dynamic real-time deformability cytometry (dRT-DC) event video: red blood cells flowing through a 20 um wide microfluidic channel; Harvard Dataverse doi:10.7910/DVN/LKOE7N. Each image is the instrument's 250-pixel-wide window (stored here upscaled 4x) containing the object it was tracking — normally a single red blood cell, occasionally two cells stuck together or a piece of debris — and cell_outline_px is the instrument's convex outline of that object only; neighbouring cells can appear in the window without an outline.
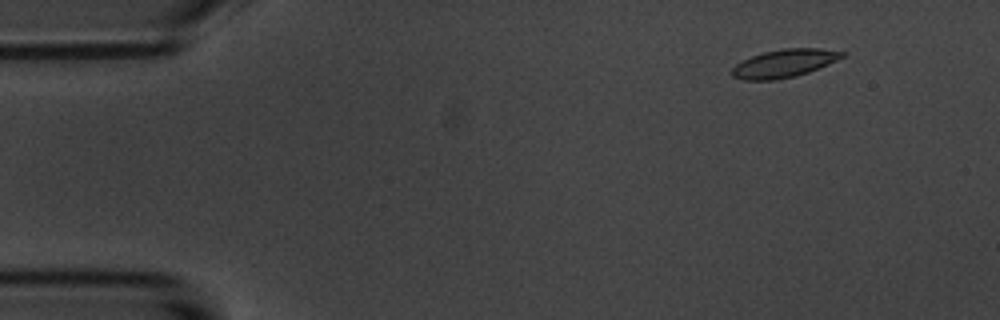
{"species": "common noctule bat (a hibernating species)", "species_latin": "Nyctalus noctula", "temperature_condition": "room temperature", "stored_images_in_passage": 53, "camera_frame_rate_fps": 3000, "um_per_image_px": 0.085, "animal": {"sex": "male", "body_mass_g": 20.1, "forearm_length_mm": 53.5}, "frame": {"image": 1, "passage_image": 3, "time_ms": 0.667, "image_size_px": [1000, 320], "cell_outline_px": [[848, 52], [844, 56], [828, 64], [808, 72], [796, 76], [776, 80], [744, 80], [732, 76], [732, 68], [736, 64], [752, 56], [764, 52], [784, 48], [820, 48]], "centroid_in_image_um": [66.68, 5.38], "position_along_channel_um": 18.3, "area_um2": 17.92}}
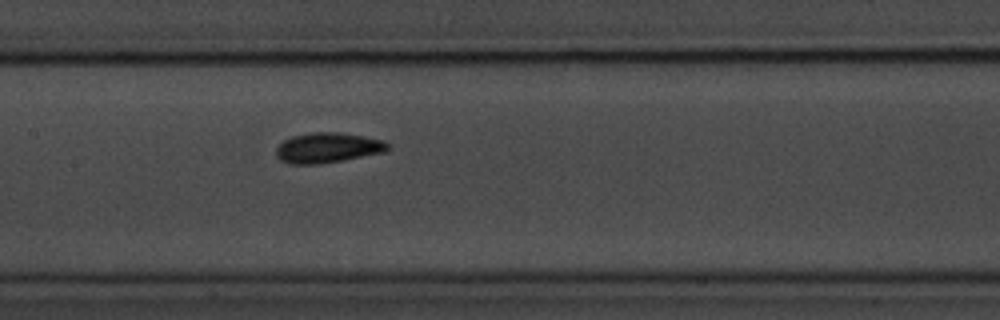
{"frame": {"image": 2, "passage_image": 24, "time_ms": 7.667, "image_size_px": [1000, 320], "cell_outline_px": [[392, 148], [384, 152], [344, 160], [320, 164], [288, 164], [280, 160], [276, 156], [276, 148], [284, 140], [292, 136], [312, 132], [336, 132], [364, 136], [384, 140], [392, 144]], "centroid_in_image_um": [27.89, 12.56], "position_along_channel_um": 179.5, "area_um2": 19.88}}
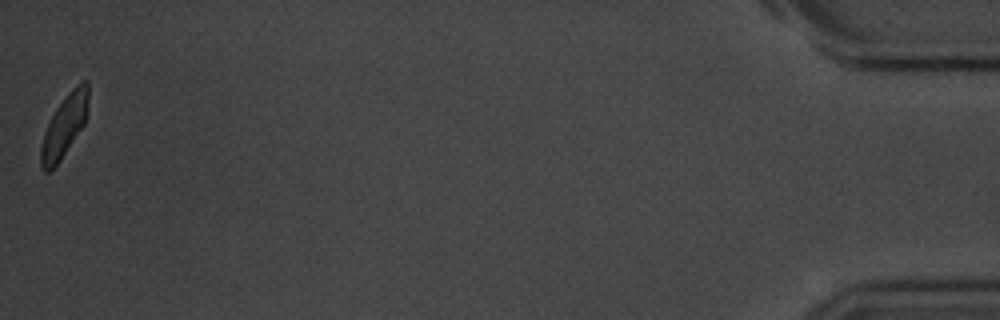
{"frame": {"image": 3, "passage_image": 53, "time_ms": 17.333, "image_size_px": [1000, 320], "cell_outline_px": [[88, 100], [84, 124], [60, 160], [48, 172], [44, 172], [40, 164], [40, 148], [44, 132], [56, 108], [68, 92], [76, 84], [84, 80], [88, 80]], "centroid_in_image_um": [5.46, 10.69], "position_along_channel_um": 429.7, "area_um2": 16.82}, "authors_computed_cell_mechanics": {"area_um2": 18.3226, "velocity_mm_per_s": 3.5858, "shape_relaxation_time_tau1_ms": 2.2788, "shape_relaxation_time_tau2_ms": 1.9945, "deformation_change_tau1": 0.1008, "deformation_change_tau2": 0.0753}}